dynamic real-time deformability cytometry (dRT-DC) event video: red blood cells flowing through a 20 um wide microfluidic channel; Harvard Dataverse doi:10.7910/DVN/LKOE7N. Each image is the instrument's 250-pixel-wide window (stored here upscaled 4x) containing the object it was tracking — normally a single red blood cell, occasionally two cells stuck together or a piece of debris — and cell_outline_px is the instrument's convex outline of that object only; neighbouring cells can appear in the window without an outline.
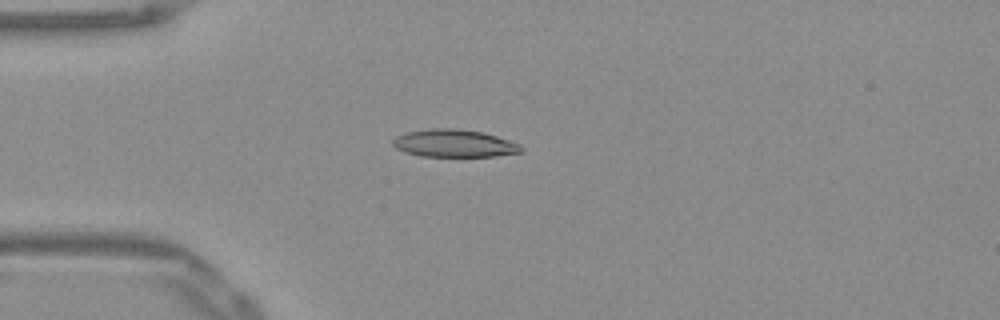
{"species": "Egyptian fruit bat (a non-hibernating species)", "species_latin": "Rousettus aegyptiacus", "temperature_condition": "warm", "stored_images_in_passage": 51, "camera_frame_rate_fps": 3000, "um_per_image_px": 0.085, "frame": {"image": 1, "passage_image": 13, "time_ms": 4.0, "image_size_px": [1000, 320], "cell_outline_px": [[524, 148], [520, 152], [496, 156], [420, 156], [404, 152], [396, 148], [392, 144], [392, 140], [396, 136], [408, 132], [432, 128], [456, 128], [484, 132], [520, 144]], "centroid_in_image_um": [38.6, 12.18], "position_along_channel_um": 46.4, "area_um2": 20.63}}
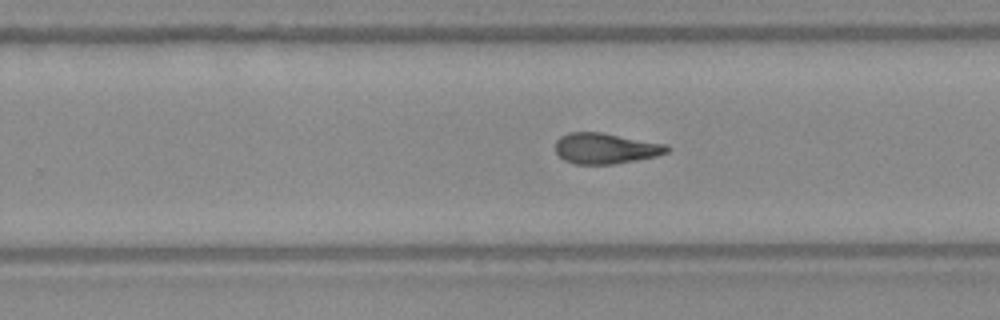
{"frame": {"image": 2, "passage_image": 32, "time_ms": 10.333, "image_size_px": [1000, 320], "cell_outline_px": [[672, 148], [668, 152], [656, 156], [636, 160], [612, 164], [576, 164], [564, 160], [556, 152], [556, 140], [560, 136], [568, 132], [600, 132], [668, 144]], "centroid_in_image_um": [51.49, 12.6], "position_along_channel_um": 278.3, "area_um2": 20.06}}
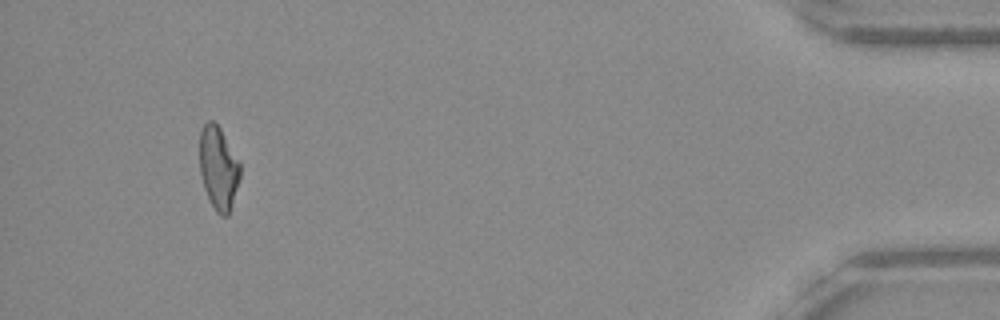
{"frame": {"image": 3, "passage_image": 48, "time_ms": 15.667, "image_size_px": [1000, 320], "cell_outline_px": [[240, 176], [228, 216], [220, 216], [216, 212], [204, 188], [200, 172], [200, 132], [204, 124], [208, 120], [212, 120], [220, 128], [240, 164]], "centroid_in_image_um": [18.55, 14.28], "position_along_channel_um": 416.6, "area_um2": 19.25}, "authors_computed_cell_mechanics": {"area_um2": 20.23, "velocity_mm_per_s": 3.9121, "shape_relaxation_time_tau1_ms": 7.0043, "shape_relaxation_time_tau2_ms": 1.9496, "deformation_change_tau1": 0.2237, "deformation_change_tau2": 0.1078}}